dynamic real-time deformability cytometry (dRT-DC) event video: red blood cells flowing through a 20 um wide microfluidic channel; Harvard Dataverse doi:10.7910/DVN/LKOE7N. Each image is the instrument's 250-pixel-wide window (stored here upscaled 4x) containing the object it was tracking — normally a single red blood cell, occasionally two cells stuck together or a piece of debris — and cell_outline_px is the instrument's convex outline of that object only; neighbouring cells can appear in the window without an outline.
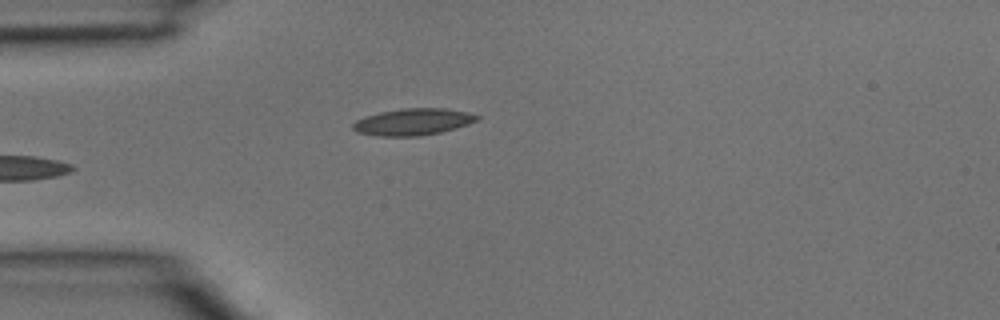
{"species": "common noctule bat (a hibernating species)", "species_latin": "Nyctalus noctula", "temperature_condition": "room temperature", "stored_images_in_passage": 5, "camera_frame_rate_fps": 3000, "um_per_image_px": 0.085, "animal": {"sex": "male", "body_mass_g": 15.6}, "frame": {"image": 1, "passage_image": 5, "time_ms": 1.333, "image_size_px": [1000, 320], "cell_outline_px": [[480, 120], [456, 128], [440, 132], [416, 136], [380, 136], [356, 132], [352, 128], [352, 124], [356, 120], [380, 112], [400, 108], [444, 108], [468, 112], [480, 116]], "centroid_in_image_um": [35.13, 10.35], "position_along_channel_um": 49.9, "area_um2": 19.31}}